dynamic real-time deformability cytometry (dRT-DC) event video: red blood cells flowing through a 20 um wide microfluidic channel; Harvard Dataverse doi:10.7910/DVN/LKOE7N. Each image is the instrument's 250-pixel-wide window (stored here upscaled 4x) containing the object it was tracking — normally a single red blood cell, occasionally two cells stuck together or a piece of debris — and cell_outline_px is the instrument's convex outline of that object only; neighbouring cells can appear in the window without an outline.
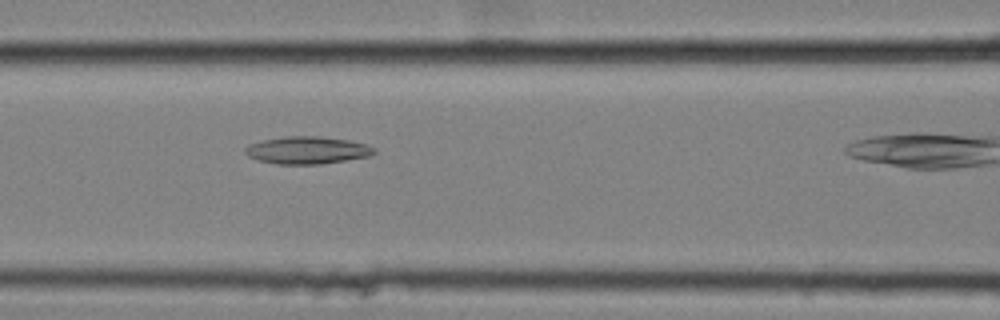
{"species": "common noctule bat (a hibernating species)", "species_latin": "Nyctalus noctula", "temperature_condition": "cold", "stored_images_in_passage": 9, "camera_frame_rate_fps": 3000, "um_per_image_px": 0.085, "animal": {"sex": "female", "body_mass_g": 25.1}, "frame": {"image": 1, "passage_image": 8, "time_ms": 2.333, "image_size_px": [1000, 320], "cell_outline_px": [[376, 152], [368, 156], [320, 164], [276, 164], [260, 160], [248, 156], [244, 152], [244, 148], [248, 144], [260, 140], [284, 136], [320, 136], [348, 140], [368, 144], [376, 148]], "centroid_in_image_um": [26.09, 12.75], "position_along_channel_um": 140.5, "area_um2": 20.69}}